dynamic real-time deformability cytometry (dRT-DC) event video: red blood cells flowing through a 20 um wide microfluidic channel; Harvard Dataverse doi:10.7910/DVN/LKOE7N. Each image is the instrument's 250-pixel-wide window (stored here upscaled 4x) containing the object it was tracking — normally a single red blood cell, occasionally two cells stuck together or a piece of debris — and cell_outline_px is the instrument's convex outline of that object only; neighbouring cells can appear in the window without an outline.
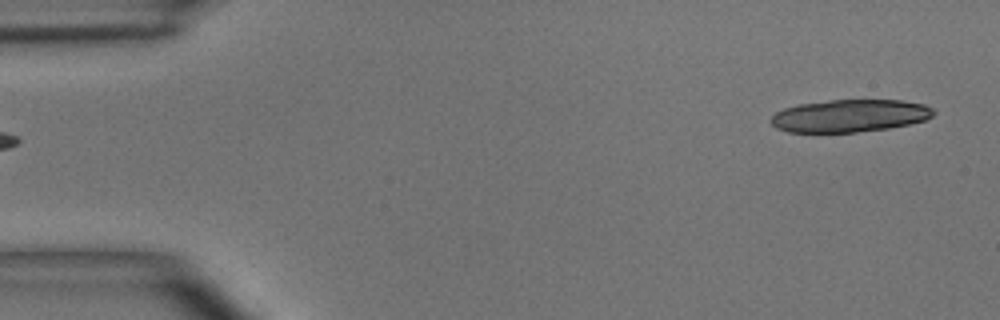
{"species": "common noctule bat (a hibernating species)", "species_latin": "Nyctalus noctula", "temperature_condition": "room temperature", "stored_images_in_passage": 2, "segment_of_instrument_passage": [2, 2], "camera_frame_rate_fps": 3000, "um_per_image_px": 0.085, "animal": {"sex": "male", "body_mass_g": 15.6}, "frame": {"image": 1, "passage_image": 2, "time_ms": 1.333, "image_size_px": [1000, 320], "cell_outline_px": [[936, 112], [932, 116], [924, 120], [908, 124], [888, 128], [856, 132], [788, 132], [776, 128], [768, 120], [776, 112], [784, 108], [796, 104], [832, 100], [904, 100], [924, 104], [932, 108]], "centroid_in_image_um": [72.2, 9.83], "position_along_channel_um": 12.8, "area_um2": 30.92}}